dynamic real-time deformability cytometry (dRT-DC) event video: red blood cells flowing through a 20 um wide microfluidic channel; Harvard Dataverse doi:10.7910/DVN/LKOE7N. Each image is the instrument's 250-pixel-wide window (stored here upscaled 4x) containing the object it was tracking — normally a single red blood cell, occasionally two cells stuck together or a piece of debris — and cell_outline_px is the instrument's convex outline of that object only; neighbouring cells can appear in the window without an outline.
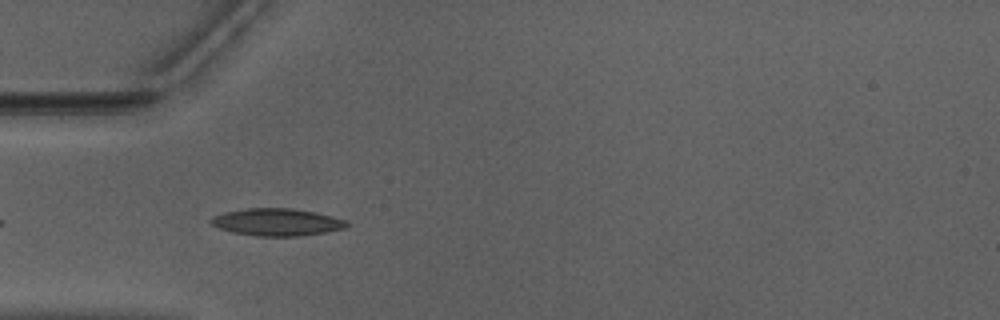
{"species": "Egyptian fruit bat (a non-hibernating species)", "species_latin": "Rousettus aegyptiacus", "temperature_condition": "warm", "stored_images_in_passage": 40, "camera_frame_rate_fps": 3000, "um_per_image_px": 0.085, "animal": {"sex": "male"}, "frame": {"image": 1, "passage_image": 4, "time_ms": 1.0, "image_size_px": [1000, 320], "cell_outline_px": [[348, 224], [344, 228], [328, 232], [300, 236], [256, 236], [232, 232], [220, 228], [212, 224], [208, 220], [212, 216], [224, 212], [248, 208], [292, 208], [332, 216], [348, 220]], "centroid_in_image_um": [23.53, 18.88], "position_along_channel_um": 61.5, "area_um2": 21.62}}
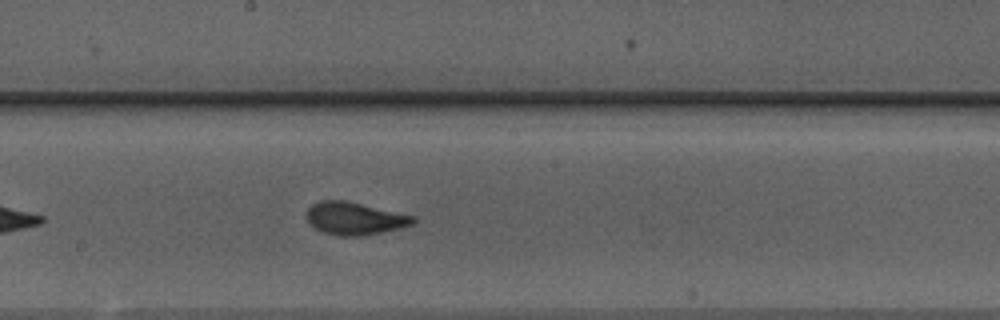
{"frame": {"image": 2, "passage_image": 16, "time_ms": 5.0, "image_size_px": [1000, 320], "cell_outline_px": [[416, 220], [412, 224], [364, 236], [340, 236], [324, 232], [308, 224], [304, 216], [304, 212], [312, 204], [320, 200], [344, 200], [416, 216]], "centroid_in_image_um": [30.07, 18.56], "position_along_channel_um": 218.1, "area_um2": 20.29}}
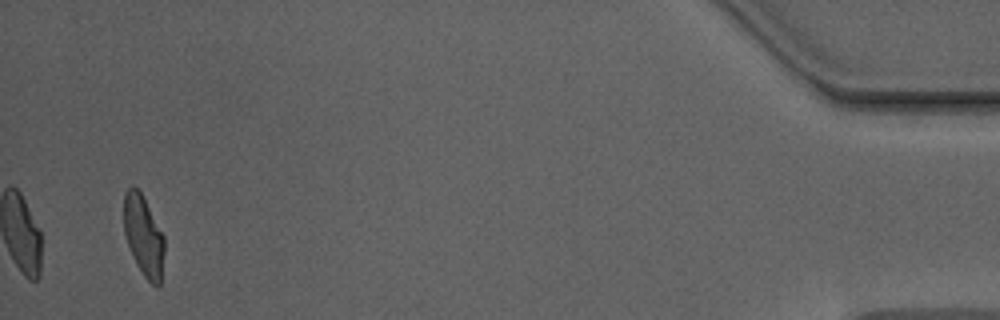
{"frame": {"image": 3, "passage_image": 38, "time_ms": 12.333, "image_size_px": [1000, 320], "cell_outline_px": [[164, 252], [160, 288], [156, 288], [144, 276], [124, 236], [124, 192], [132, 184], [140, 192], [164, 236]], "centroid_in_image_um": [12.21, 20.05], "position_along_channel_um": 423.0, "area_um2": 18.73}, "authors_computed_cell_mechanics": {"area_um2": 19.8543, "velocity_mm_per_s": 3.9583, "shape_relaxation_time_tau1_ms": 4.0846, "shape_relaxation_time_tau2_ms": 0.8446, "deformation_change_tau1": 0.1769, "deformation_change_tau2": 0.0713}}